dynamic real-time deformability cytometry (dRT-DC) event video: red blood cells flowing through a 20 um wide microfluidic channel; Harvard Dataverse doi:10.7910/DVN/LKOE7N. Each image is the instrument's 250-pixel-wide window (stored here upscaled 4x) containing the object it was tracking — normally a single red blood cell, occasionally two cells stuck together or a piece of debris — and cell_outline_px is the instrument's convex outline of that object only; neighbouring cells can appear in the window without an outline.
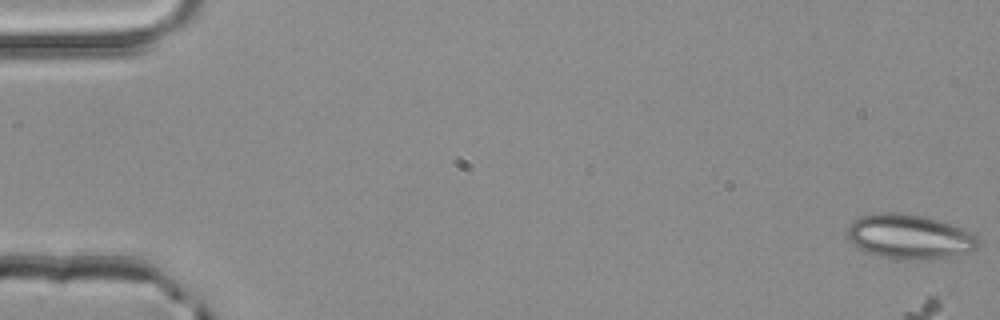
{"species": "common noctule bat (a hibernating species)", "species_latin": "Nyctalus noctula", "temperature_condition": "room temperature", "stored_images_in_passage": 5, "camera_frame_rate_fps": 3000, "um_per_image_px": 0.085, "animal": {"sex": "male", "body_mass_g": 20.4}, "frame": {"image": 1, "passage_image": 1, "time_ms": 0.0, "image_size_px": [1000, 320], "cell_outline_px": [[980, 240], [976, 248], [972, 252], [956, 256], [904, 260], [880, 256], [868, 252], [852, 244], [848, 240], [848, 224], [860, 216], [880, 212], [900, 212], [924, 216], [952, 224], [972, 232]], "centroid_in_image_um": [77.32, 20.1], "position_along_channel_um": 7.7, "area_um2": 34.16}}